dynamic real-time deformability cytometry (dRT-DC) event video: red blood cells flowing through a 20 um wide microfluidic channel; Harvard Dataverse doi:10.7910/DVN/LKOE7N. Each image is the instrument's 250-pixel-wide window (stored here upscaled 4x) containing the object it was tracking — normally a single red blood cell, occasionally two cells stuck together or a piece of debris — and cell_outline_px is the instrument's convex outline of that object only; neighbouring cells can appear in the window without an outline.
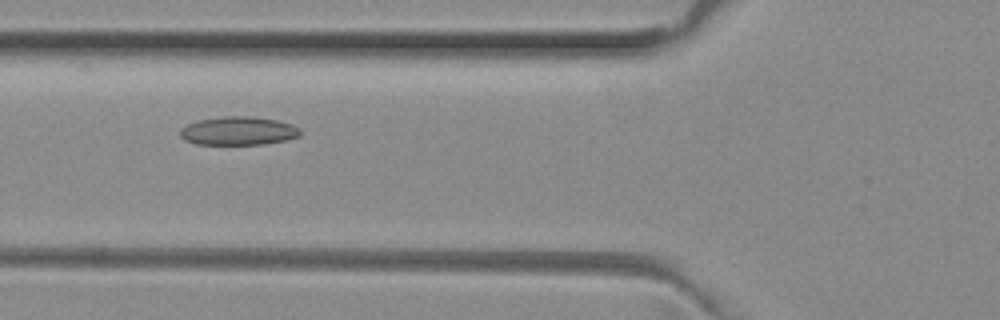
{"species": "common noctule bat (a hibernating species)", "species_latin": "Nyctalus noctula", "temperature_condition": "room temperature", "stored_images_in_passage": 31, "camera_frame_rate_fps": 3000, "um_per_image_px": 0.085, "animal": {"sex": "female", "body_mass_g": 29.2, "forearm_length_mm": 56.3}, "frame": {"image": 1, "passage_image": 3, "time_ms": 0.667, "image_size_px": [1000, 320], "cell_outline_px": [[300, 136], [284, 140], [264, 144], [196, 144], [184, 140], [180, 136], [180, 128], [196, 120], [224, 116], [252, 116], [276, 120], [292, 124], [300, 128]], "centroid_in_image_um": [20.24, 11.12], "position_along_channel_um": 105.6, "area_um2": 20.0}}
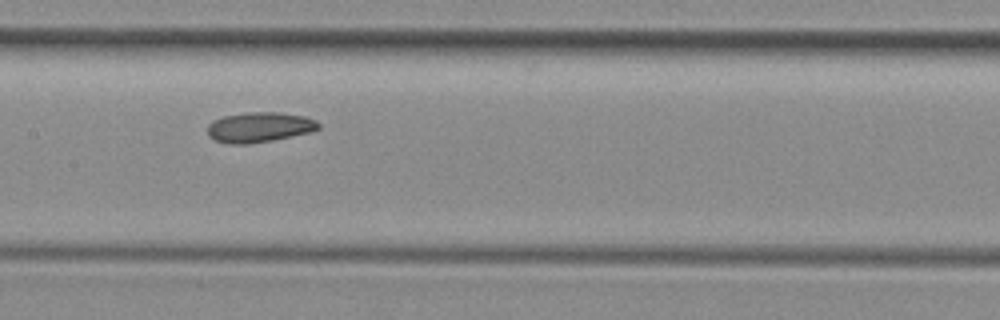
{"frame": {"image": 2, "passage_image": 9, "time_ms": 2.667, "image_size_px": [1000, 320], "cell_outline_px": [[320, 128], [312, 132], [272, 140], [248, 144], [228, 144], [212, 140], [208, 136], [208, 124], [212, 120], [224, 116], [248, 112], [280, 112], [304, 116], [316, 120], [320, 124]], "centroid_in_image_um": [22.03, 10.82], "position_along_channel_um": 185.4, "area_um2": 19.71}}
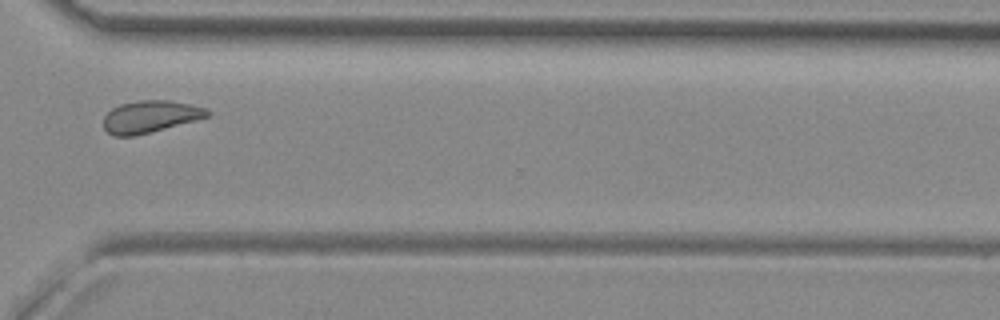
{"frame": {"image": 3, "passage_image": 22, "time_ms": 7.0, "image_size_px": [1000, 320], "cell_outline_px": [[212, 112], [208, 116], [196, 120], [132, 136], [112, 136], [104, 128], [104, 116], [112, 108], [120, 104], [140, 100], [168, 100], [192, 104], [204, 108]], "centroid_in_image_um": [12.76, 9.9], "position_along_channel_um": 357.8, "area_um2": 19.19}}